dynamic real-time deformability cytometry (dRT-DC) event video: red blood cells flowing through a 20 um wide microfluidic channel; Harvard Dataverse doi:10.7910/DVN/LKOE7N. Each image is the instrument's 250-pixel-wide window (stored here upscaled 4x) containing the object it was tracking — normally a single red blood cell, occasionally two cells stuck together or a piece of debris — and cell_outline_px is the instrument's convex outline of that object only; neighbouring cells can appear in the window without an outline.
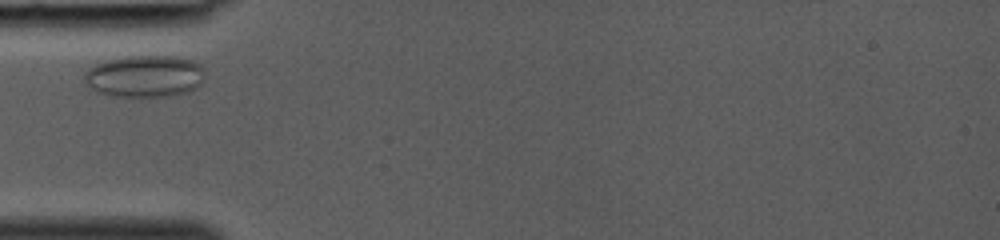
{"species": "common noctule bat (a hibernating species)", "species_latin": "Nyctalus noctula", "temperature_condition": "room temperature", "stored_images_in_passage": 10, "camera_frame_rate_fps": 3000, "um_per_image_px": 0.085, "animal": {"sex": "female", "body_mass_g": 19.0, "forearm_length_mm": 53.3}, "frame": {"image": 1, "passage_image": 1, "time_ms": 0.0, "image_size_px": [1000, 240], "cell_outline_px": [[204, 84], [188, 92], [176, 96], [140, 100], [116, 96], [96, 92], [88, 88], [84, 80], [84, 72], [88, 68], [96, 64], [108, 60], [124, 56], [176, 56], [196, 60], [204, 64]], "centroid_in_image_um": [12.36, 6.52], "position_along_channel_um": 72.6, "area_um2": 31.1}}
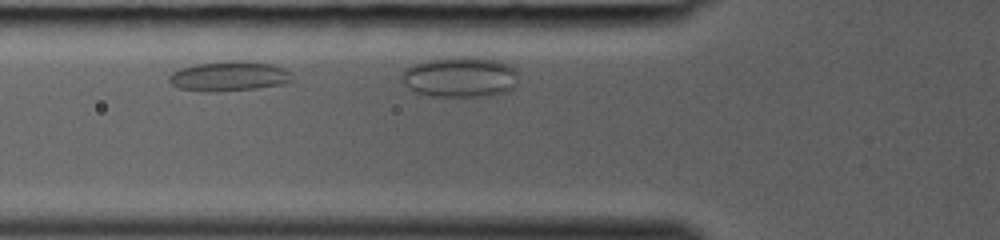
{"frame": {"image": 2, "passage_image": 2, "time_ms": 0.333, "image_size_px": [1000, 240], "cell_outline_px": [[292, 80], [284, 84], [256, 88], [208, 92], [204, 92], [180, 88], [172, 84], [168, 80], [168, 76], [172, 72], [180, 68], [196, 64], [240, 60], [268, 64], [280, 68], [288, 72]], "centroid_in_image_um": [19.4, 6.48], "position_along_channel_um": 106.4, "area_um2": 20.92}}